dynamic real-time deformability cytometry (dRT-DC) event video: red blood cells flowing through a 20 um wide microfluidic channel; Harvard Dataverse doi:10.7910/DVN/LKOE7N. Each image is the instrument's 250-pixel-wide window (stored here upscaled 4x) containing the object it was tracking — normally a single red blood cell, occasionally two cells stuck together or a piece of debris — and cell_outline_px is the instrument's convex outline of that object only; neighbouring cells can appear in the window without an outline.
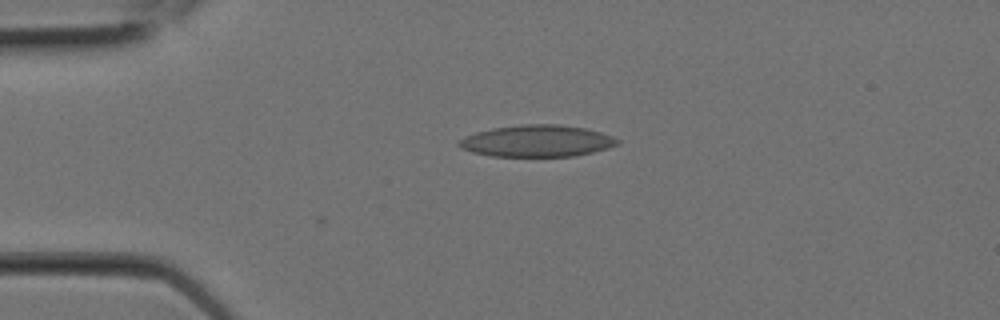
{"species": "Egyptian fruit bat (a non-hibernating species)", "species_latin": "Rousettus aegyptiacus", "temperature_condition": "room temperature", "stored_images_in_passage": 5, "camera_frame_rate_fps": 3000, "um_per_image_px": 0.085, "animal": {"sex": "female"}, "frame": {"image": 1, "passage_image": 1, "time_ms": 0.0, "image_size_px": [1000, 320], "cell_outline_px": [[620, 144], [608, 148], [592, 152], [572, 156], [492, 156], [472, 152], [460, 148], [456, 144], [464, 136], [476, 132], [492, 128], [520, 124], [560, 124], [584, 128], [600, 132], [612, 136], [620, 140]], "centroid_in_image_um": [45.63, 11.97], "position_along_channel_um": 39.4, "area_um2": 29.36}}
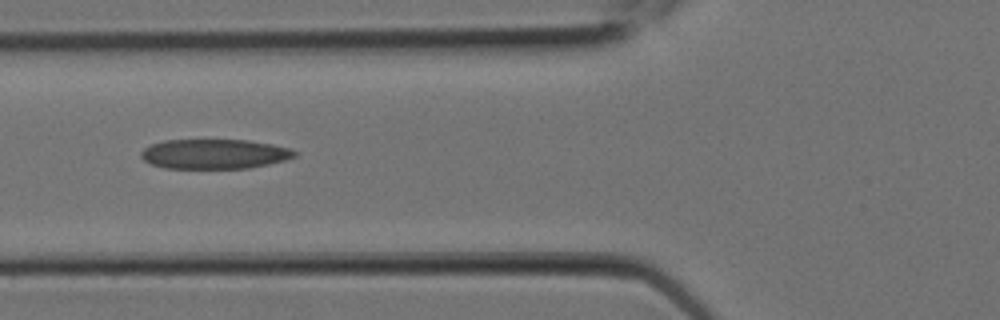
{"frame": {"image": 2, "passage_image": 4, "time_ms": 1.0, "image_size_px": [1000, 320], "cell_outline_px": [[296, 156], [284, 160], [268, 164], [248, 168], [164, 168], [152, 164], [144, 160], [140, 156], [140, 152], [144, 148], [152, 144], [164, 140], [248, 140], [272, 144], [292, 148], [296, 152]], "centroid_in_image_um": [18.22, 13.08], "position_along_channel_um": 107.6, "area_um2": 26.59}}
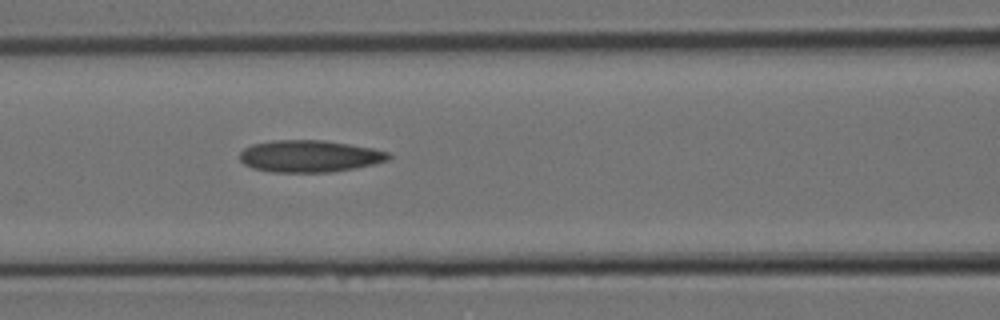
{"frame": {"image": 3, "passage_image": 5, "time_ms": 1.333, "image_size_px": [1000, 320], "cell_outline_px": [[392, 156], [388, 160], [356, 168], [332, 172], [272, 172], [252, 168], [244, 164], [240, 160], [240, 152], [244, 148], [252, 144], [272, 140], [324, 140], [372, 148], [388, 152]], "centroid_in_image_um": [26.29, 13.27], "position_along_channel_um": 140.3, "area_um2": 27.74}}